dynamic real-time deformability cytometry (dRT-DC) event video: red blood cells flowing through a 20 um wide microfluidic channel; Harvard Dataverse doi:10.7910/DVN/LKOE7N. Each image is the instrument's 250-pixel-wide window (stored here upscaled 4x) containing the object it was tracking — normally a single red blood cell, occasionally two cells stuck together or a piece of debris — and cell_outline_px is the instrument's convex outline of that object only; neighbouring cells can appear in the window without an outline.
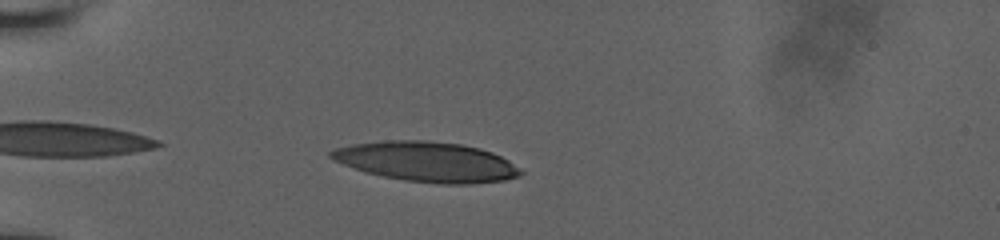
{"species": "human", "species_latin": "Homo sapiens", "temperature_condition": "room temperature", "stored_images_in_passage": 17, "camera_frame_rate_fps": 3000, "um_per_image_px": 0.085, "donor": {"sex": "male"}, "frame": {"image": 1, "passage_image": 5, "time_ms": 1.0, "image_size_px": [1000, 240], "cell_outline_px": [[524, 172], [520, 176], [504, 180], [468, 184], [440, 184], [404, 180], [364, 172], [332, 160], [328, 156], [328, 152], [336, 148], [352, 144], [384, 140], [428, 140], [460, 144], [480, 148], [492, 152], [508, 160], [520, 168]], "centroid_in_image_um": [36.26, 13.74], "position_along_channel_um": 48.7, "area_um2": 44.33}}
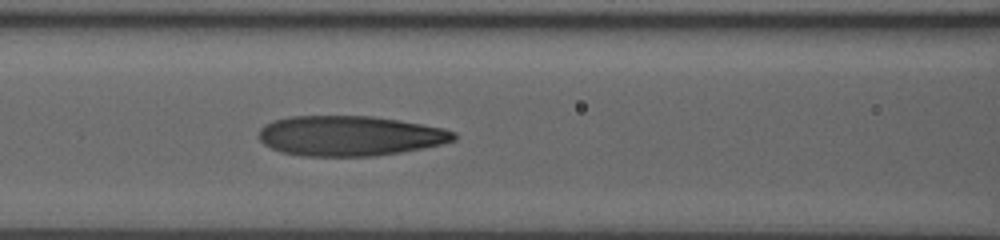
{"frame": {"image": 2, "passage_image": 13, "time_ms": 4.0, "image_size_px": [1000, 240], "cell_outline_px": [[456, 140], [424, 148], [376, 156], [300, 156], [280, 152], [264, 144], [256, 136], [260, 128], [264, 124], [272, 120], [288, 116], [372, 116], [444, 128], [456, 132]], "centroid_in_image_um": [29.68, 11.55], "position_along_channel_um": 136.9, "area_um2": 45.84}}
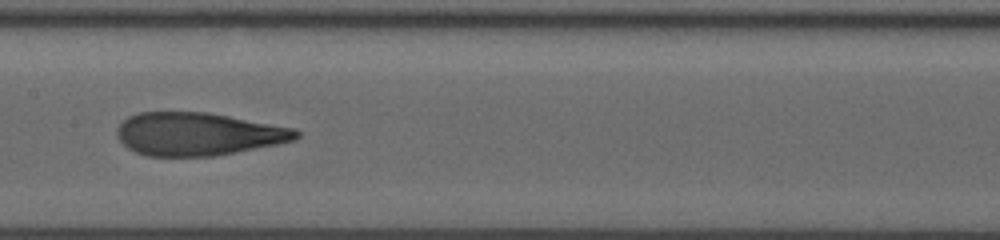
{"frame": {"image": 3, "passage_image": 16, "time_ms": 5.333, "image_size_px": [1000, 240], "cell_outline_px": [[300, 136], [296, 140], [216, 156], [148, 156], [136, 152], [128, 148], [116, 136], [116, 128], [128, 116], [140, 112], [208, 112], [292, 128], [300, 132]], "centroid_in_image_um": [16.8, 11.39], "position_along_channel_um": 190.6, "area_um2": 44.68}}